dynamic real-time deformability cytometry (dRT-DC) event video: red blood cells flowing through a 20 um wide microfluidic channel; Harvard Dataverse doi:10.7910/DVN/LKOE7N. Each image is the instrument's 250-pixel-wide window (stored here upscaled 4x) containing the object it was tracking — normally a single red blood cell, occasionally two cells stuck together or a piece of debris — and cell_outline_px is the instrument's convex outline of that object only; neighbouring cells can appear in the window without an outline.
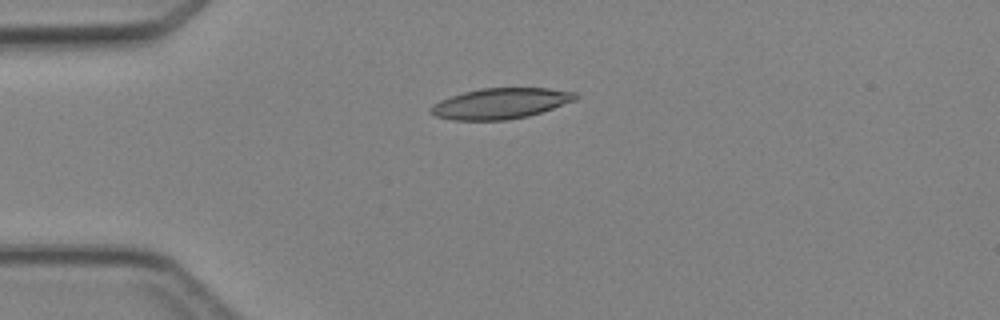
{"species": "Egyptian fruit bat (a non-hibernating species)", "species_latin": "Rousettus aegyptiacus", "temperature_condition": "cold", "stored_images_in_passage": 5, "camera_frame_rate_fps": 3000, "um_per_image_px": 0.085, "animal": {"sex": "female"}, "frame": {"image": 1, "passage_image": 4, "time_ms": 3.333, "image_size_px": [1000, 320], "cell_outline_px": [[580, 96], [576, 100], [528, 116], [508, 120], [452, 120], [436, 116], [428, 112], [428, 108], [432, 104], [440, 100], [464, 92], [480, 88], [548, 88], [576, 92]], "centroid_in_image_um": [42.53, 8.79], "position_along_channel_um": 42.5, "area_um2": 25.95}}
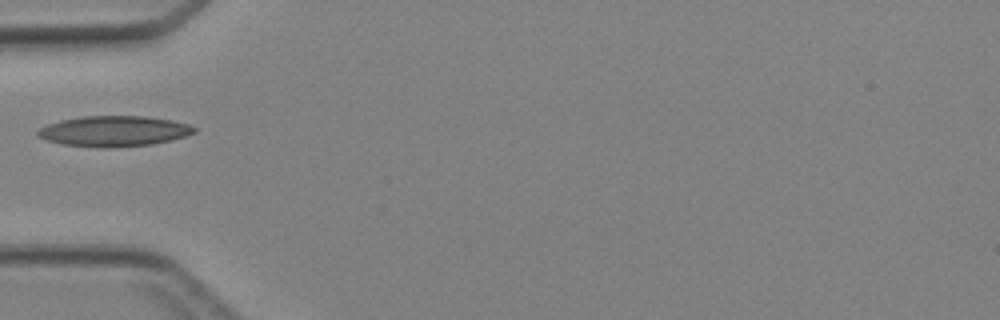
{"frame": {"image": 2, "passage_image": 5, "time_ms": 4.667, "image_size_px": [1000, 320], "cell_outline_px": [[196, 132], [184, 136], [152, 144], [64, 144], [48, 140], [36, 136], [36, 132], [40, 128], [48, 124], [60, 120], [80, 116], [144, 116], [172, 120], [188, 124], [196, 128]], "centroid_in_image_um": [9.69, 11.08], "position_along_channel_um": 75.3, "area_um2": 26.36}}